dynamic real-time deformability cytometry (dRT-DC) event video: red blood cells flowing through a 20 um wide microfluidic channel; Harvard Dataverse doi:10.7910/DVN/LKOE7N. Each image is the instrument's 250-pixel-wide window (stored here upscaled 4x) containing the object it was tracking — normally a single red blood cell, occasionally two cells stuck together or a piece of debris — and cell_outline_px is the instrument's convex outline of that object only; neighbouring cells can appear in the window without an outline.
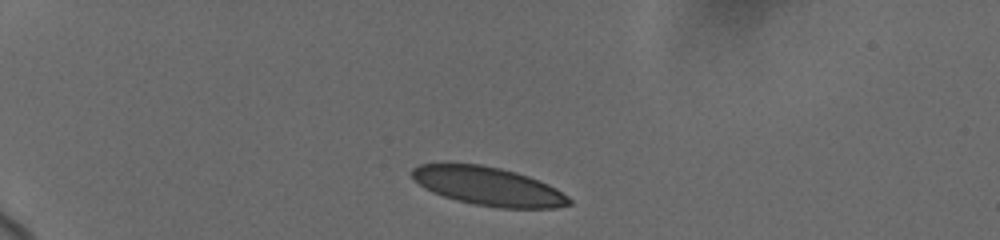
{"species": "human", "species_latin": "Homo sapiens", "temperature_condition": "cold", "stored_images_in_passage": 7, "camera_frame_rate_fps": 3000, "um_per_image_px": 0.085, "donor": {"sex": "female"}, "frame": {"image": 1, "passage_image": 1, "time_ms": 0.0, "image_size_px": [1000, 240], "cell_outline_px": [[572, 204], [556, 208], [500, 208], [472, 204], [456, 200], [432, 192], [424, 188], [412, 180], [412, 168], [420, 164], [480, 164], [500, 168], [516, 172], [528, 176], [548, 184], [556, 188], [568, 196], [572, 200]], "centroid_in_image_um": [41.51, 15.84], "position_along_channel_um": 43.5, "area_um2": 35.37}}
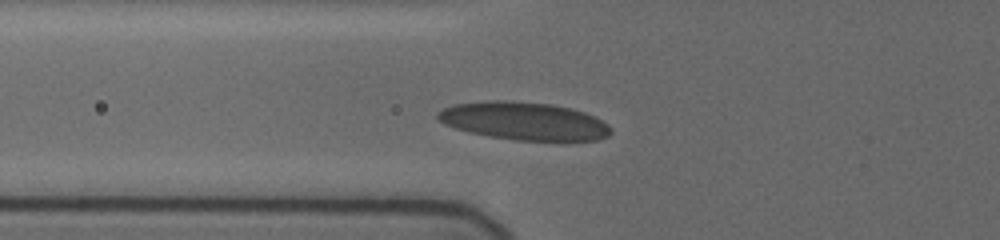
{"frame": {"image": 2, "passage_image": 4, "time_ms": 2.667, "image_size_px": [1000, 240], "cell_outline_px": [[612, 132], [608, 136], [596, 140], [516, 140], [488, 136], [468, 132], [444, 124], [436, 116], [436, 112], [452, 104], [492, 100], [508, 100], [552, 104], [572, 108], [584, 112], [608, 124], [612, 128]], "centroid_in_image_um": [44.52, 10.28], "position_along_channel_um": 81.3, "area_um2": 38.26}}
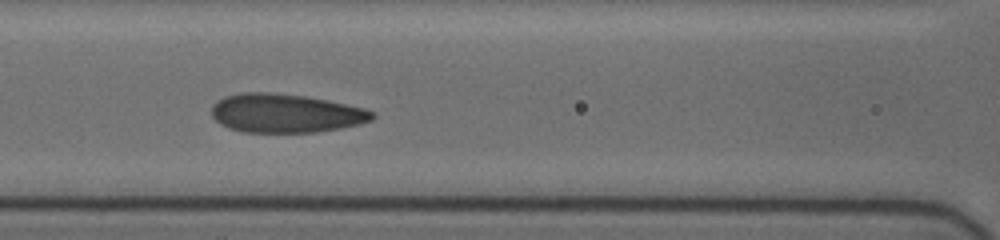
{"frame": {"image": 3, "passage_image": 6, "time_ms": 4.333, "image_size_px": [1000, 240], "cell_outline_px": [[376, 116], [372, 120], [340, 128], [316, 132], [240, 132], [228, 128], [220, 124], [212, 116], [212, 104], [224, 96], [244, 92], [264, 92], [304, 96], [364, 108], [372, 112]], "centroid_in_image_um": [24.21, 9.63], "position_along_channel_um": 142.4, "area_um2": 36.01}}